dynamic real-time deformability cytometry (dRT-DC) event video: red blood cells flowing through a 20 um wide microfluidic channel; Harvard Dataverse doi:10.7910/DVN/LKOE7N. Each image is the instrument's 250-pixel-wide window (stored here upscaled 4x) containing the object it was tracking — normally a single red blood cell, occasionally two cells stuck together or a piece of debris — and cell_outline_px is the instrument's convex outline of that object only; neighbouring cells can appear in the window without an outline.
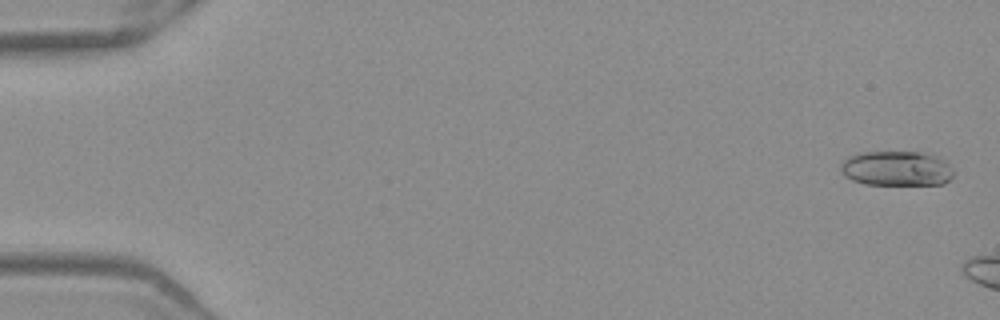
{"species": "Egyptian fruit bat (a non-hibernating species)", "species_latin": "Rousettus aegyptiacus", "temperature_condition": "warm", "stored_images_in_passage": 7, "camera_frame_rate_fps": 3000, "um_per_image_px": 0.085, "frame": {"image": 1, "passage_image": 2, "time_ms": 0.333, "image_size_px": [1000, 320], "cell_outline_px": [[952, 176], [944, 184], [864, 184], [852, 180], [844, 176], [840, 172], [840, 164], [848, 156], [860, 152], [920, 152], [940, 156], [948, 160], [952, 168]], "centroid_in_image_um": [76.21, 14.3], "position_along_channel_um": 8.8, "area_um2": 23.24}}